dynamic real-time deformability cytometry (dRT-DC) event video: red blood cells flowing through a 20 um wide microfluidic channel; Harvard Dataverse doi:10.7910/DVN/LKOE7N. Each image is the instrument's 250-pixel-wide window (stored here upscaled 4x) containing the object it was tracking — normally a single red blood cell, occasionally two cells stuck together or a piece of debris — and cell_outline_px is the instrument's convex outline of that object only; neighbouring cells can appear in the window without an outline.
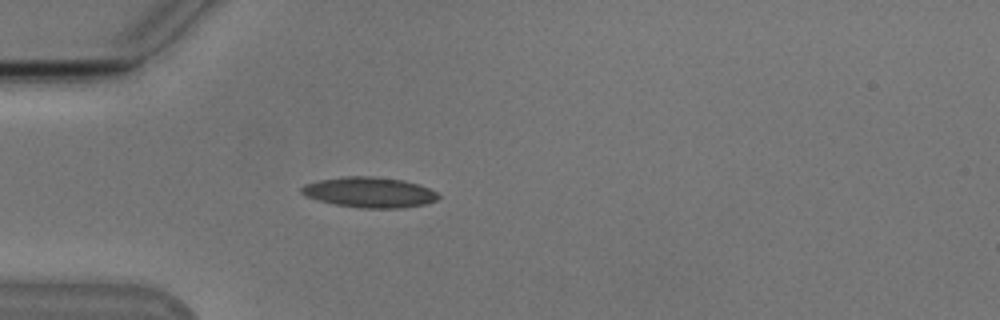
{"species": "Egyptian fruit bat (a non-hibernating species)", "species_latin": "Rousettus aegyptiacus", "temperature_condition": "cold", "stored_images_in_passage": 45, "camera_frame_rate_fps": 3000, "um_per_image_px": 0.085, "animal": {"sex": "male"}, "frame": {"image": 1, "passage_image": 11, "time_ms": 3.333, "image_size_px": [1000, 320], "cell_outline_px": [[440, 196], [436, 200], [424, 204], [404, 208], [360, 208], [336, 204], [320, 200], [308, 196], [300, 192], [300, 188], [304, 184], [320, 180], [344, 176], [372, 176], [404, 180], [420, 184], [436, 192]], "centroid_in_image_um": [31.43, 16.34], "position_along_channel_um": 53.6, "area_um2": 24.16}}
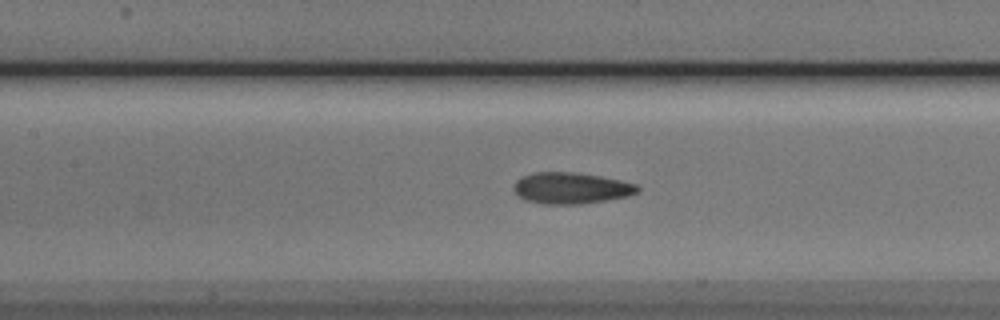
{"frame": {"image": 2, "passage_image": 20, "time_ms": 6.333, "image_size_px": [1000, 320], "cell_outline_px": [[640, 192], [628, 196], [580, 204], [544, 204], [524, 200], [512, 188], [512, 184], [516, 180], [524, 176], [536, 172], [576, 172], [600, 176], [620, 180], [636, 184], [640, 188]], "centroid_in_image_um": [48.54, 15.99], "position_along_channel_um": 158.9, "area_um2": 22.6}}
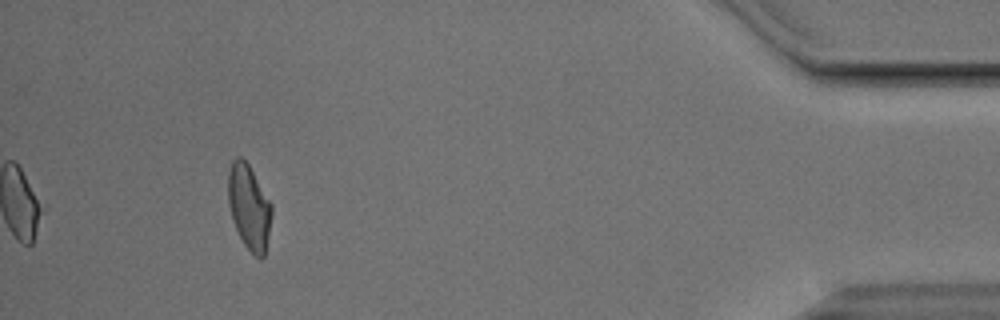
{"frame": {"image": 3, "passage_image": 45, "time_ms": 14.667, "image_size_px": [1000, 320], "cell_outline_px": [[272, 216], [264, 256], [260, 260], [244, 244], [232, 220], [228, 204], [228, 172], [232, 160], [236, 156], [240, 156], [248, 164], [272, 204]], "centroid_in_image_um": [21.16, 17.58], "position_along_channel_um": 414.0, "area_um2": 21.44}, "authors_computed_cell_mechanics": {"area_um2": 22.1374, "velocity_mm_per_s": 3.8207, "shape_relaxation_time_tau1_ms": 5.4417, "shape_relaxation_time_tau2_ms": 1.8087, "deformation_change_tau1": 0.1598, "deformation_change_tau2": 0.0852}}